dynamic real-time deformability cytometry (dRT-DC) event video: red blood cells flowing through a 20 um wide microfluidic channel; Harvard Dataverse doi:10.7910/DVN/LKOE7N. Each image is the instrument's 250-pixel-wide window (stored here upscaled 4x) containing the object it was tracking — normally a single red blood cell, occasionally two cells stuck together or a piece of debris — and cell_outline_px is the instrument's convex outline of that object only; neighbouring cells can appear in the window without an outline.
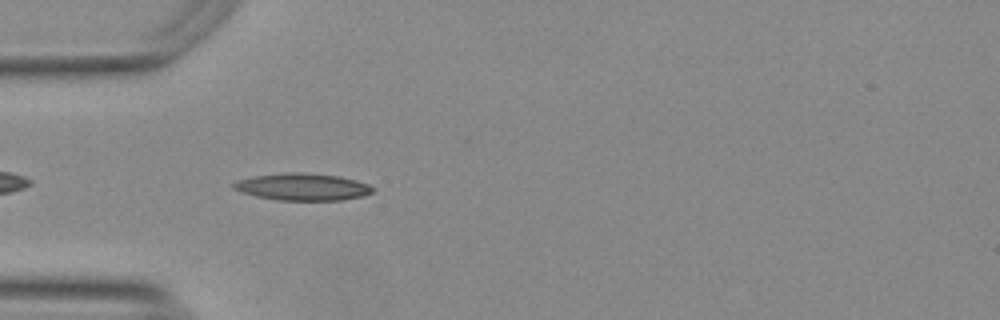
{"species": "Egyptian fruit bat (a non-hibernating species)", "species_latin": "Rousettus aegyptiacus", "temperature_condition": "warm", "stored_images_in_passage": 41, "camera_frame_rate_fps": 3000, "um_per_image_px": 0.085, "animal": {"sex": "female"}, "frame": {"image": 1, "passage_image": 3, "time_ms": 0.667, "image_size_px": [1000, 320], "cell_outline_px": [[372, 192], [364, 196], [340, 200], [280, 200], [256, 196], [232, 188], [232, 184], [236, 180], [256, 176], [292, 172], [300, 172], [340, 176], [356, 180], [368, 184], [372, 188]], "centroid_in_image_um": [25.73, 15.88], "position_along_channel_um": 59.3, "area_um2": 21.68}}
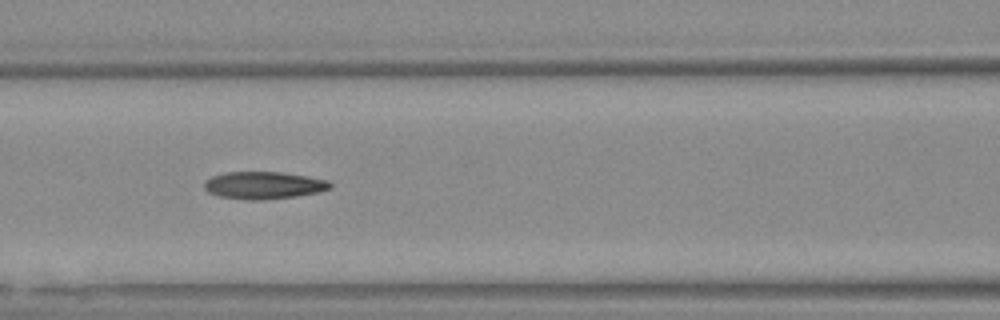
{"frame": {"image": 2, "passage_image": 10, "time_ms": 3.0, "image_size_px": [1000, 320], "cell_outline_px": [[332, 188], [316, 192], [292, 196], [264, 200], [244, 200], [220, 196], [208, 192], [204, 188], [204, 180], [212, 176], [224, 172], [284, 172], [308, 176], [328, 180], [332, 184]], "centroid_in_image_um": [22.39, 15.74], "position_along_channel_um": 144.2, "area_um2": 20.11}}
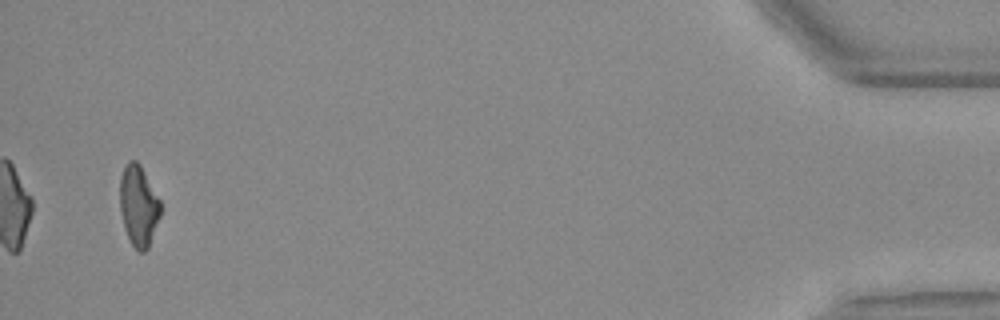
{"frame": {"image": 3, "passage_image": 39, "time_ms": 12.667, "image_size_px": [1000, 320], "cell_outline_px": [[160, 216], [148, 248], [144, 252], [140, 252], [132, 244], [124, 228], [120, 212], [120, 176], [128, 160], [136, 160], [140, 164], [160, 200]], "centroid_in_image_um": [11.77, 17.47], "position_along_channel_um": 423.4, "area_um2": 19.02}, "authors_computed_cell_mechanics": {"area_um2": 19.5942, "velocity_mm_per_s": 3.7676, "shape_relaxation_time_tau1_ms": null, "shape_relaxation_time_tau2_ms": 3.7671, "deformation_change_tau1": null, "deformation_change_tau2": 0.1334}}